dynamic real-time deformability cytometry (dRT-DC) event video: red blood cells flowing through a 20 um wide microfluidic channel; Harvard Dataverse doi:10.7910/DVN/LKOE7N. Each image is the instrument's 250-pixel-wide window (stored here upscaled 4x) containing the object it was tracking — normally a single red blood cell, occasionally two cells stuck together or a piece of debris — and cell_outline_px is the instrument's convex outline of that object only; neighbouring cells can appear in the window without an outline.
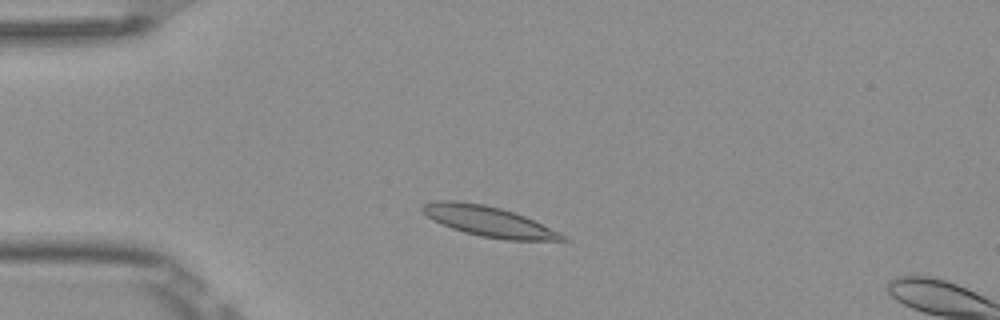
{"species": "Egyptian fruit bat (a non-hibernating species)", "species_latin": "Rousettus aegyptiacus", "temperature_condition": "room temperature", "stored_images_in_passage": 3, "camera_frame_rate_fps": 3000, "um_per_image_px": 0.085, "frame": {"image": 1, "passage_image": 2, "time_ms": 0.333, "image_size_px": [1000, 320], "cell_outline_px": [[572, 240], [508, 240], [480, 236], [464, 232], [440, 224], [432, 220], [420, 208], [424, 204], [436, 200], [452, 200], [484, 204], [500, 208], [524, 216], [560, 232]], "centroid_in_image_um": [41.53, 18.82], "position_along_channel_um": 43.5, "area_um2": 24.51}}